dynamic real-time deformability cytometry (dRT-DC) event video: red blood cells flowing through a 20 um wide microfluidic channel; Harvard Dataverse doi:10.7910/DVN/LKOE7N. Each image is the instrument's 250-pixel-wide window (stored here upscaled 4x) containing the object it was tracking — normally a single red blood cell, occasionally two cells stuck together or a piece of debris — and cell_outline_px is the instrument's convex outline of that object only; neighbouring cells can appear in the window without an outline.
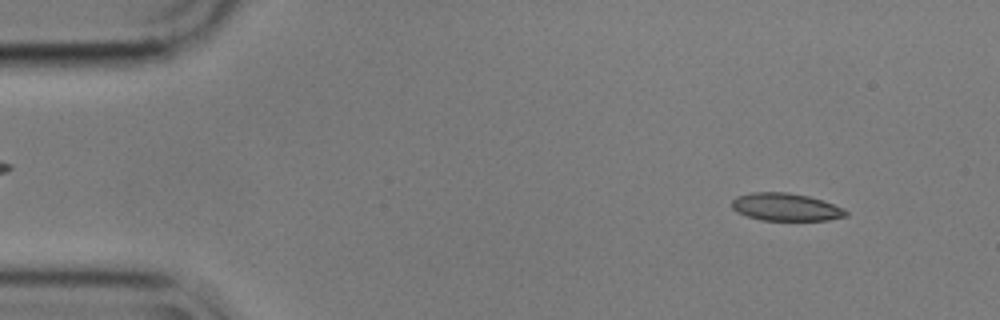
{"species": "common noctule bat (a hibernating species)", "species_latin": "Nyctalus noctula", "temperature_condition": "cold", "stored_images_in_passage": 19, "camera_frame_rate_fps": 3000, "um_per_image_px": 0.085, "animal": {"sex": "male", "body_mass_g": 17.9}, "frame": {"image": 1, "passage_image": 5, "time_ms": 1.333, "image_size_px": [1000, 320], "cell_outline_px": [[848, 216], [828, 220], [760, 220], [736, 212], [732, 208], [732, 200], [736, 196], [752, 192], [788, 192], [808, 196], [844, 208], [848, 212]], "centroid_in_image_um": [66.77, 17.6], "position_along_channel_um": 18.2, "area_um2": 18.38}}
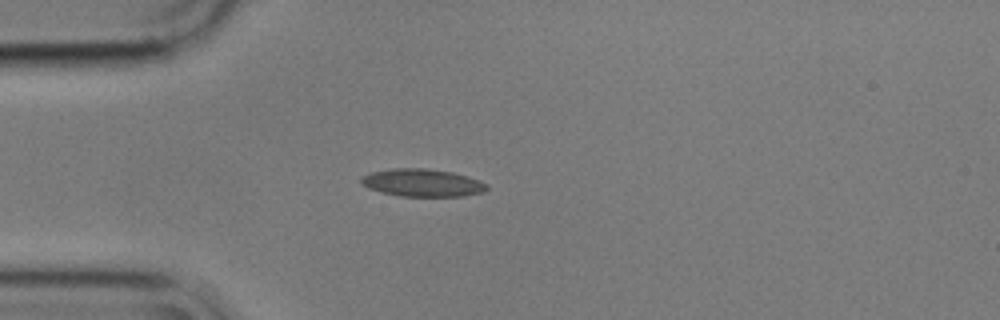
{"frame": {"image": 2, "passage_image": 14, "time_ms": 4.333, "image_size_px": [1000, 320], "cell_outline_px": [[488, 188], [484, 192], [464, 196], [400, 196], [368, 188], [360, 184], [360, 176], [372, 172], [392, 168], [424, 168], [452, 172], [468, 176], [488, 184]], "centroid_in_image_um": [35.9, 15.53], "position_along_channel_um": 49.1, "area_um2": 20.29}}
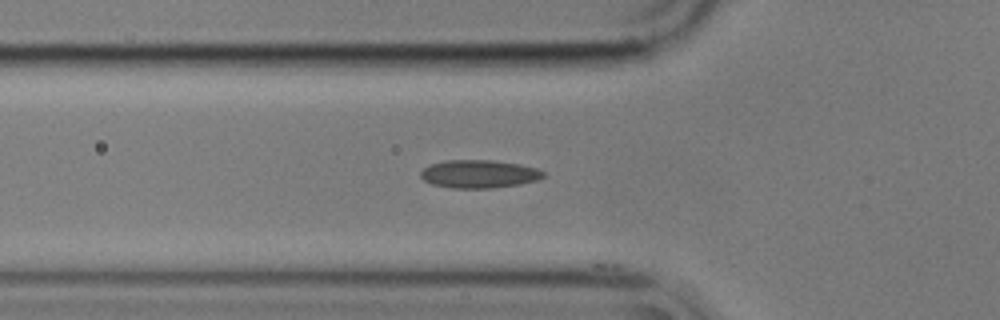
{"frame": {"image": 3, "passage_image": 18, "time_ms": 5.667, "image_size_px": [1000, 320], "cell_outline_px": [[544, 176], [536, 180], [520, 184], [492, 188], [452, 188], [432, 184], [424, 180], [420, 176], [420, 172], [424, 168], [432, 164], [444, 160], [492, 160], [520, 164], [536, 168], [544, 172]], "centroid_in_image_um": [40.7, 14.78], "position_along_channel_um": 85.1, "area_um2": 20.0}}